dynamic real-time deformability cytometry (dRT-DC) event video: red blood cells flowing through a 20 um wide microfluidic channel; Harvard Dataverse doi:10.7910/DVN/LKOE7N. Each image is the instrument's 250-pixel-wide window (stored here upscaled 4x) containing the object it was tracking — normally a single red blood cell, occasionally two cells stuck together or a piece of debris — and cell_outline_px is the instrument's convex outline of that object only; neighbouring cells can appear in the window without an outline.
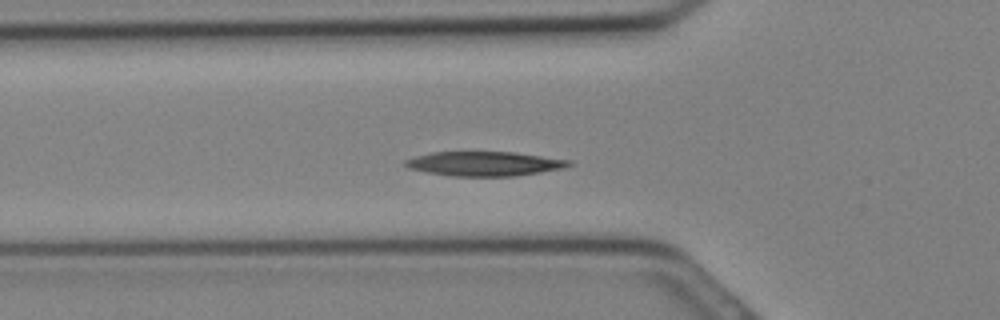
{"species": "Egyptian fruit bat (a non-hibernating species)", "species_latin": "Rousettus aegyptiacus", "temperature_condition": "cold", "stored_images_in_passage": 23, "camera_frame_rate_fps": 3000, "um_per_image_px": 0.085, "animal": {"sex": "female"}, "frame": {"image": 1, "passage_image": 3, "time_ms": 0.667, "image_size_px": [1000, 320], "cell_outline_px": [[572, 164], [564, 168], [516, 176], [448, 176], [408, 168], [404, 164], [404, 160], [416, 156], [432, 152], [516, 152], [572, 160]], "centroid_in_image_um": [41.2, 13.91], "position_along_channel_um": 84.6, "area_um2": 23.35}}
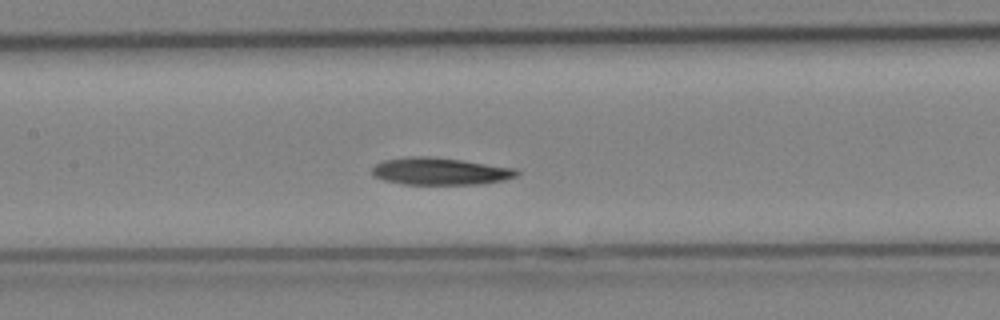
{"frame": {"image": 2, "passage_image": 7, "time_ms": 2.0, "image_size_px": [1000, 320], "cell_outline_px": [[520, 172], [516, 176], [504, 180], [480, 184], [404, 184], [384, 180], [376, 176], [372, 172], [372, 168], [376, 164], [384, 160], [408, 156], [432, 156], [516, 168]], "centroid_in_image_um": [37.42, 14.55], "position_along_channel_um": 170.0, "area_um2": 22.83}}
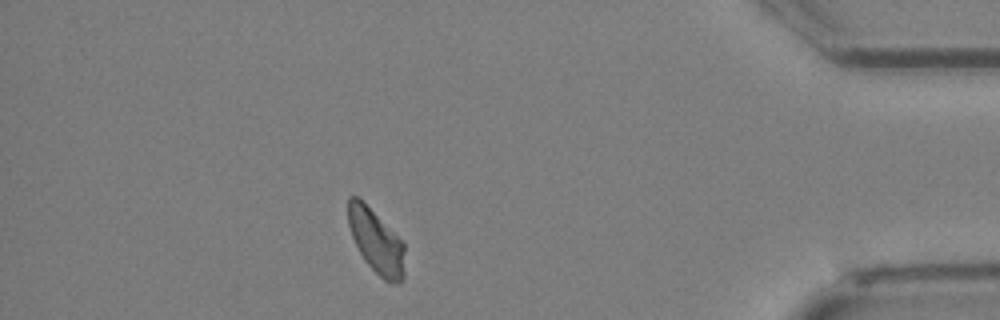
{"frame": {"image": 3, "passage_image": 20, "time_ms": 6.333, "image_size_px": [1000, 320], "cell_outline_px": [[404, 276], [396, 284], [384, 280], [364, 260], [352, 236], [348, 224], [348, 196], [356, 196], [404, 244]], "centroid_in_image_um": [31.96, 20.56], "position_along_channel_um": 403.2, "area_um2": 20.17}}